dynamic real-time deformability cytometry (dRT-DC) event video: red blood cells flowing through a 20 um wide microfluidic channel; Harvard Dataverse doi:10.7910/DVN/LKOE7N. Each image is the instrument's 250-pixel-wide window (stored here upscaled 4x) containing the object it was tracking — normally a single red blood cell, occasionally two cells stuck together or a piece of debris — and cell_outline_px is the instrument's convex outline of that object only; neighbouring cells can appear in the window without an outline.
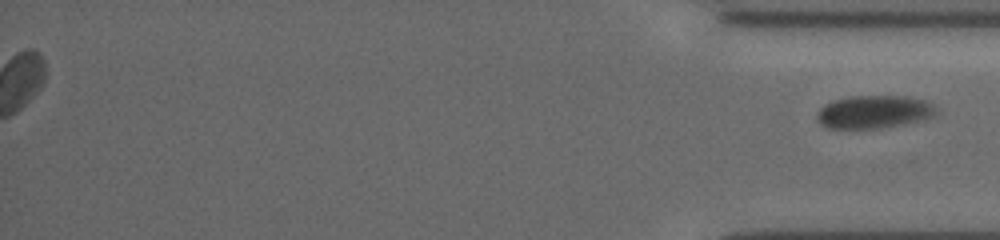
{"species": "common noctule bat (a hibernating species)", "species_latin": "Nyctalus noctula", "temperature_condition": "cold", "stored_images_in_passage": 43, "segment_of_instrument_passage": [2, 2], "camera_frame_rate_fps": 3000, "um_per_image_px": 0.085, "animal": {"sex": "female", "body_mass_g": 19.5, "forearm_length_mm": 54.1}, "frame": {"image": 1, "passage_image": 43, "time_ms": 14.0, "image_size_px": [1000, 240], "cell_outline_px": [[936, 112], [932, 116], [920, 120], [880, 128], [828, 128], [820, 124], [816, 116], [820, 108], [832, 100], [852, 96], [904, 96], [924, 100], [932, 104], [936, 108]], "centroid_in_image_um": [74.25, 9.5], "position_along_channel_um": 361.0, "area_um2": 22.6}}